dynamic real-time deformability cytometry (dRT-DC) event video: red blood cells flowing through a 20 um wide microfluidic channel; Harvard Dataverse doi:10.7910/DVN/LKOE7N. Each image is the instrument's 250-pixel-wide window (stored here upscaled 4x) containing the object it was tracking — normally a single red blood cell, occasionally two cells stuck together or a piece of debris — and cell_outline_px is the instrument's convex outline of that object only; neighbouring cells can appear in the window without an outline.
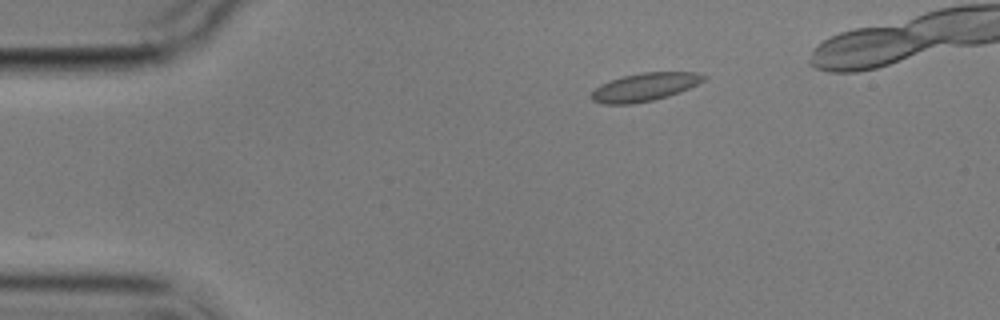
{"species": "common noctule bat (a hibernating species)", "species_latin": "Nyctalus noctula", "temperature_condition": "cold", "stored_images_in_passage": 2, "camera_frame_rate_fps": 3000, "um_per_image_px": 0.085, "animal": {"sex": "male", "body_mass_g": 17.9}, "frame": {"image": 1, "passage_image": 2, "time_ms": 1.0, "image_size_px": [1000, 320], "cell_outline_px": [[708, 76], [704, 80], [688, 88], [668, 96], [652, 100], [632, 104], [604, 104], [592, 100], [588, 96], [600, 84], [624, 76], [640, 72], [696, 72]], "centroid_in_image_um": [54.77, 7.4], "position_along_channel_um": 30.2, "area_um2": 18.26}}